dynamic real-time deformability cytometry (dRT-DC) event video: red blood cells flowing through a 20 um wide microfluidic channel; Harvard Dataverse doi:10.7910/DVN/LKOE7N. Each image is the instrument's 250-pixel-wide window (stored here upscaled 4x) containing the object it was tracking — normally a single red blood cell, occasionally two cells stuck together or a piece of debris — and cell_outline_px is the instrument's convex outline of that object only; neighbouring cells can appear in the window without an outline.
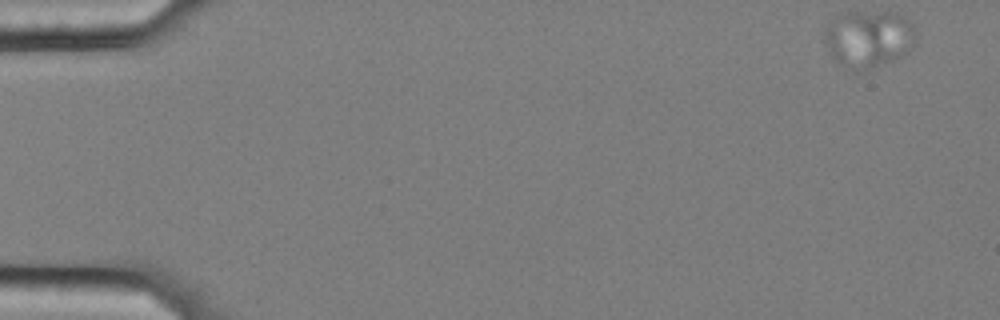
{"species": "common noctule bat (a hibernating species)", "species_latin": "Nyctalus noctula", "temperature_condition": "cold", "stored_images_in_passage": 56, "camera_frame_rate_fps": 3000, "um_per_image_px": 0.085, "animal": {"sex": "female", "body_mass_g": 25.1}, "frame": {"image": 1, "passage_image": 1, "time_ms": 0.0, "image_size_px": [1000, 320], "cell_outline_px": [[916, 40], [912, 48], [908, 52], [900, 56], [860, 72], [840, 64], [828, 52], [824, 44], [824, 28], [828, 20], [844, 12], [896, 12], [904, 16], [912, 24]], "centroid_in_image_um": [73.78, 3.26], "position_along_channel_um": 11.2, "area_um2": 30.63}}
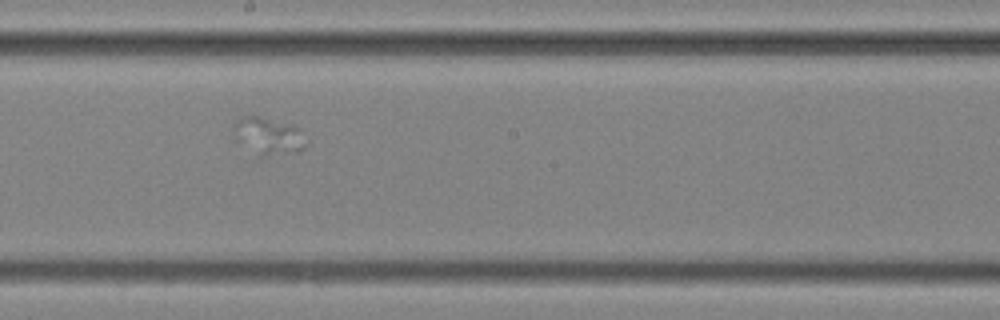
{"frame": {"image": 2, "passage_image": 31, "time_ms": 10.0, "image_size_px": [1000, 320], "cell_outline_px": [[308, 144], [304, 148], [296, 152], [264, 156], [260, 156], [236, 140], [232, 128], [232, 124], [236, 120], [244, 116], [256, 116], [292, 124], [296, 128]], "centroid_in_image_um": [22.77, 11.56], "position_along_channel_um": 225.4, "area_um2": 15.49}}
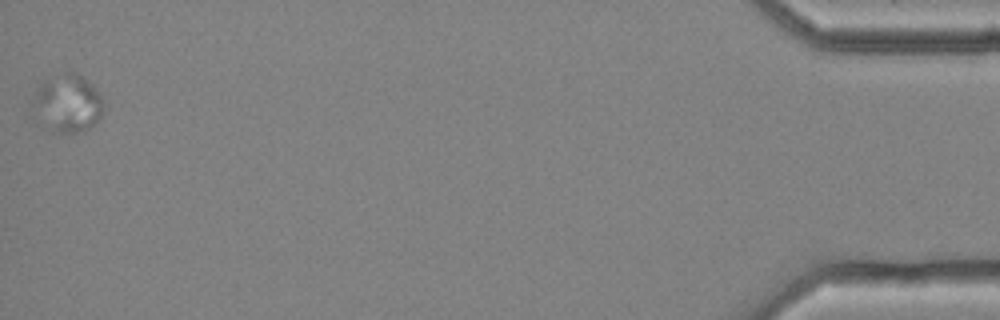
{"frame": {"image": 3, "passage_image": 56, "time_ms": 18.333, "image_size_px": [1000, 320], "cell_outline_px": [[104, 112], [100, 120], [96, 124], [88, 128], [76, 132], [60, 132], [28, 116], [36, 92], [44, 76], [64, 72], [76, 72], [88, 80], [92, 84], [100, 96], [104, 104]], "centroid_in_image_um": [5.7, 8.75], "position_along_channel_um": 429.5, "area_um2": 24.51}}